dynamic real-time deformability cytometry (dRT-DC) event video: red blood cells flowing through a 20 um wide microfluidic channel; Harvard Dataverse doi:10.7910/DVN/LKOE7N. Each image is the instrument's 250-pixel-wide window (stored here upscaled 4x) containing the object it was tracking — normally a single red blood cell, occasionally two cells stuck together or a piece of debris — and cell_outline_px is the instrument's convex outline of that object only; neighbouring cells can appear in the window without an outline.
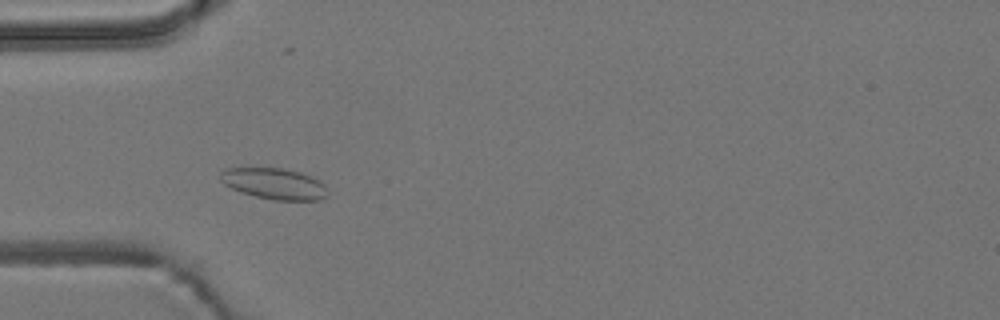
{"species": "common noctule bat (a hibernating species)", "species_latin": "Nyctalus noctula", "temperature_condition": "room temperature", "stored_images_in_passage": 50, "camera_frame_rate_fps": 3000, "um_per_image_px": 0.085, "animal": {"sex": "male", "body_mass_g": 19.2, "forearm_length_mm": 51.8}, "frame": {"image": 1, "passage_image": 11, "time_ms": 3.333, "image_size_px": [1000, 320], "cell_outline_px": [[328, 196], [320, 200], [276, 200], [256, 196], [240, 192], [224, 184], [220, 180], [220, 172], [224, 168], [284, 168], [300, 172], [312, 176], [320, 180], [324, 184], [328, 192]], "centroid_in_image_um": [23.33, 15.61], "position_along_channel_um": 61.7, "area_um2": 19.59}}
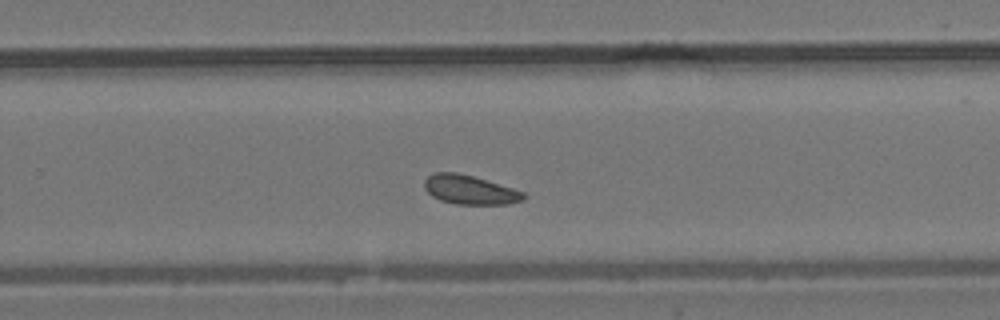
{"frame": {"image": 2, "passage_image": 30, "time_ms": 9.667, "image_size_px": [1000, 320], "cell_outline_px": [[528, 196], [524, 200], [508, 204], [456, 204], [440, 200], [432, 196], [424, 188], [424, 180], [428, 176], [436, 172], [456, 172], [472, 176], [512, 188], [524, 192]], "centroid_in_image_um": [39.94, 16.14], "position_along_channel_um": 289.9, "area_um2": 16.76}}
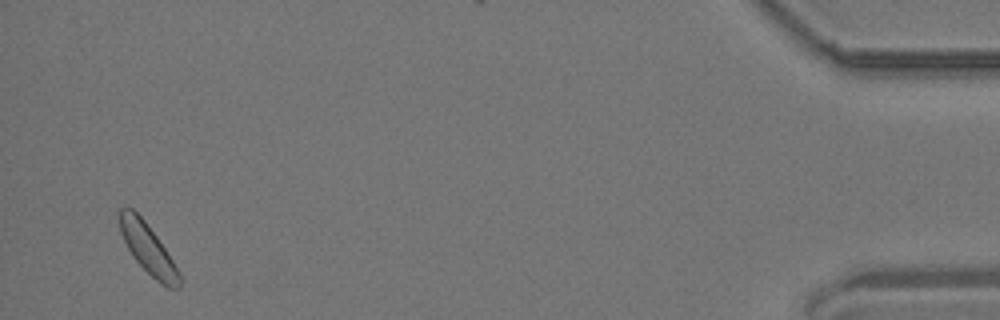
{"frame": {"image": 3, "passage_image": 48, "time_ms": 15.667, "image_size_px": [1000, 320], "cell_outline_px": [[180, 288], [168, 288], [160, 284], [132, 256], [120, 232], [116, 212], [120, 208], [132, 208], [144, 220], [156, 236], [180, 272]], "centroid_in_image_um": [12.54, 21.12], "position_along_channel_um": 422.7, "area_um2": 17.22}}